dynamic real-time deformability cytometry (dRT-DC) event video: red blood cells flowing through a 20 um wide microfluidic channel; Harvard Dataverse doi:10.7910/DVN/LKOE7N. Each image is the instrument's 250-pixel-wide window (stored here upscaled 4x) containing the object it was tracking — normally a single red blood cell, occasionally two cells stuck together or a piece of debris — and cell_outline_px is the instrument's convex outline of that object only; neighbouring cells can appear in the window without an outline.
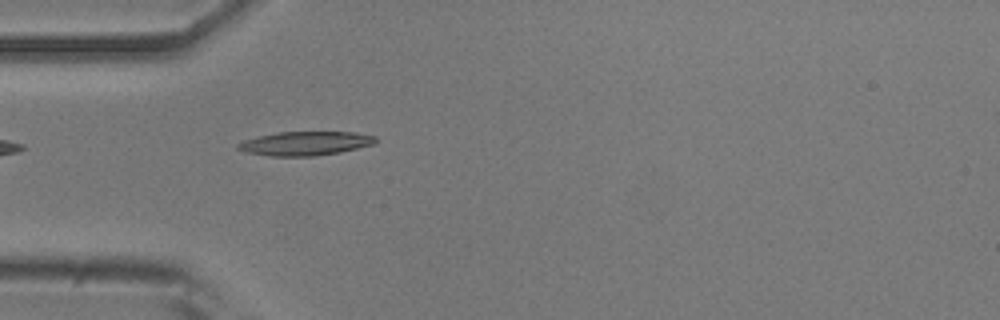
{"species": "common noctule bat (a hibernating species)", "species_latin": "Nyctalus noctula", "temperature_condition": "room temperature", "stored_images_in_passage": 39, "camera_frame_rate_fps": 3000, "um_per_image_px": 0.085, "animal": {"sex": "male", "body_mass_g": 20.5, "forearm_length_mm": 52.5}, "frame": {"image": 1, "passage_image": 1, "time_ms": 0.0, "image_size_px": [1000, 320], "cell_outline_px": [[380, 140], [376, 144], [340, 152], [312, 156], [268, 156], [248, 152], [236, 148], [236, 144], [244, 140], [260, 136], [280, 132], [356, 132], [376, 136]], "centroid_in_image_um": [26.02, 12.19], "position_along_channel_um": 59.0, "area_um2": 19.25}}
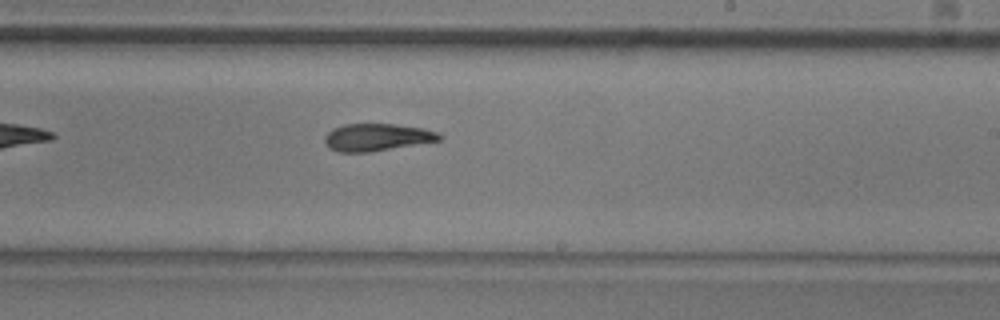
{"frame": {"image": 2, "passage_image": 17, "time_ms": 5.333, "image_size_px": [1000, 320], "cell_outline_px": [[444, 136], [440, 140], [368, 152], [336, 152], [328, 148], [324, 144], [324, 136], [332, 128], [344, 124], [396, 124], [424, 128], [440, 132]], "centroid_in_image_um": [32.01, 11.66], "position_along_channel_um": 257.0, "area_um2": 18.44}}
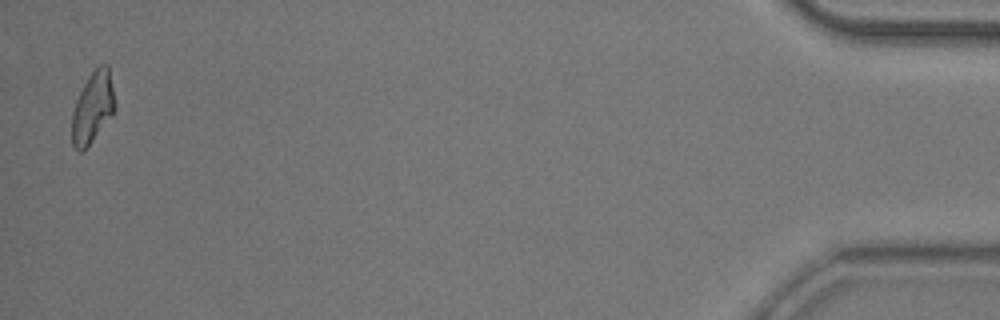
{"frame": {"image": 3, "passage_image": 38, "time_ms": 12.333, "image_size_px": [1000, 320], "cell_outline_px": [[116, 108], [92, 140], [80, 152], [72, 144], [72, 112], [76, 100], [88, 76], [100, 64], [108, 64], [116, 104]], "centroid_in_image_um": [7.88, 9.08], "position_along_channel_um": 427.3, "area_um2": 17.4}, "authors_computed_cell_mechanics": {"area_um2": 18.4382, "velocity_mm_per_s": 3.7451, "shape_relaxation_time_tau1_ms": 2.7094, "shape_relaxation_time_tau2_ms": 7.2105, "deformation_change_tau1": 0.1443, "deformation_change_tau2": 0.1791}}